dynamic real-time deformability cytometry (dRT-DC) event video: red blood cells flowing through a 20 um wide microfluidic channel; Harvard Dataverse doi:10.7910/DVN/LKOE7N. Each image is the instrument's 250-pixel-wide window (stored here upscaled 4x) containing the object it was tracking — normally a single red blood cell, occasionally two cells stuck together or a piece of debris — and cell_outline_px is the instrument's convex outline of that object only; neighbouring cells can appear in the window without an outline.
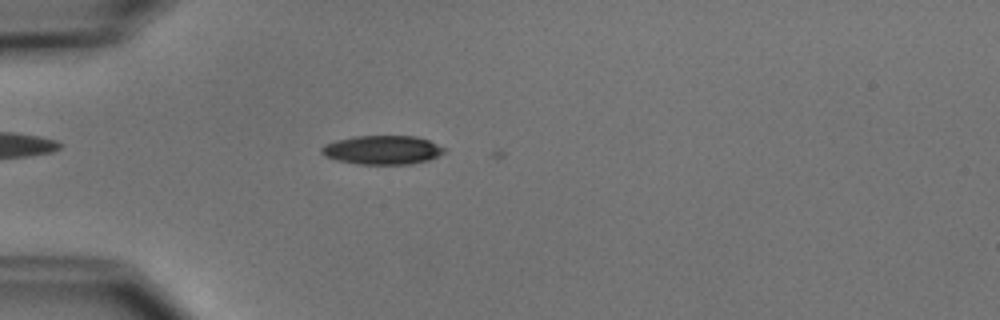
{"species": "common noctule bat (a hibernating species)", "species_latin": "Nyctalus noctula", "temperature_condition": "cold", "stored_images_in_passage": 3, "camera_frame_rate_fps": 3000, "um_per_image_px": 0.085, "animal": {"sex": "male", "body_mass_g": 15.6}, "frame": {"image": 1, "passage_image": 2, "time_ms": 0.333, "image_size_px": [1000, 320], "cell_outline_px": [[444, 152], [428, 160], [412, 164], [360, 164], [336, 160], [324, 156], [320, 152], [320, 148], [324, 144], [336, 140], [352, 136], [416, 136], [428, 140], [444, 148]], "centroid_in_image_um": [32.44, 12.74], "position_along_channel_um": 52.6, "area_um2": 20.63}}